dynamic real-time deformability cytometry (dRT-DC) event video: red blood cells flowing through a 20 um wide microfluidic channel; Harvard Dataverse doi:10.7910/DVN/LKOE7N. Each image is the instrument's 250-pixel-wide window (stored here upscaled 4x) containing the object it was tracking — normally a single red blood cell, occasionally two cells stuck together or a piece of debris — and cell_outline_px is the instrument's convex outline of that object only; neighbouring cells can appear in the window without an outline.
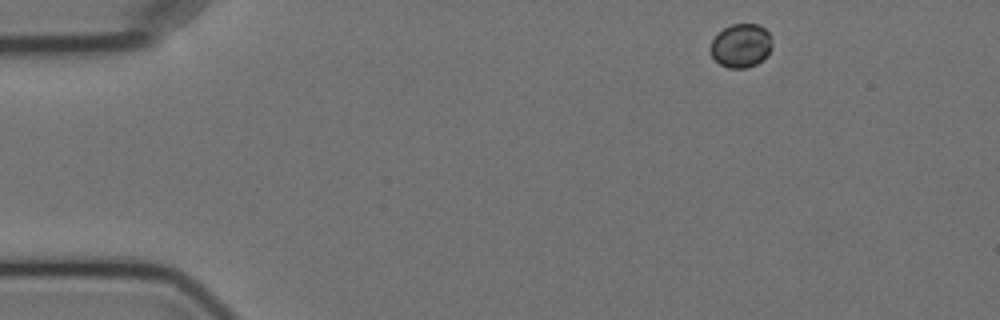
{"species": "Egyptian fruit bat (a non-hibernating species)", "species_latin": "Rousettus aegyptiacus", "temperature_condition": "cold", "stored_images_in_passage": 4, "camera_frame_rate_fps": 3000, "um_per_image_px": 0.085, "animal": {"sex": "female"}, "frame": {"image": 1, "passage_image": 1, "time_ms": 0.0, "image_size_px": [1000, 320], "cell_outline_px": [[772, 48], [768, 56], [764, 60], [748, 68], [728, 68], [720, 64], [712, 56], [712, 40], [724, 28], [732, 24], [756, 24], [764, 28], [772, 36]], "centroid_in_image_um": [63.05, 3.89], "position_along_channel_um": 22.0, "area_um2": 15.72}}